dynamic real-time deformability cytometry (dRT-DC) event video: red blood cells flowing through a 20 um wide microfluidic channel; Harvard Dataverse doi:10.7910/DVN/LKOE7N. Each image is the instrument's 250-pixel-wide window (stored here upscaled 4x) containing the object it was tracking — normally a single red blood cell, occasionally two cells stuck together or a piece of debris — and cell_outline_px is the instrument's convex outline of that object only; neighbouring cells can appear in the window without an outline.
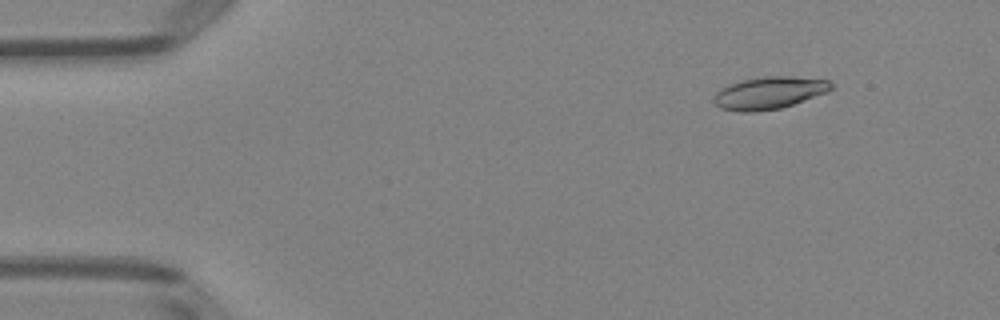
{"species": "Egyptian fruit bat (a non-hibernating species)", "species_latin": "Rousettus aegyptiacus", "temperature_condition": "room temperature", "stored_images_in_passage": 51, "camera_frame_rate_fps": 3000, "um_per_image_px": 0.085, "animal": {"sex": "female"}, "frame": {"image": 1, "passage_image": 6, "time_ms": 1.667, "image_size_px": [1000, 320], "cell_outline_px": [[832, 88], [828, 92], [780, 108], [752, 112], [740, 112], [720, 108], [712, 100], [716, 92], [720, 88], [728, 84], [740, 80], [764, 76], [792, 76], [828, 80], [832, 84]], "centroid_in_image_um": [65.34, 7.89], "position_along_channel_um": 19.7, "area_um2": 22.14}}
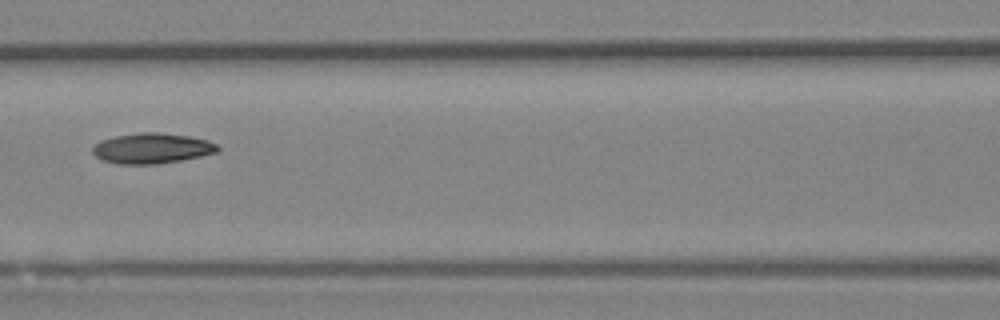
{"frame": {"image": 2, "passage_image": 23, "time_ms": 7.333, "image_size_px": [1000, 320], "cell_outline_px": [[220, 148], [216, 152], [200, 156], [180, 160], [156, 164], [116, 164], [100, 160], [92, 152], [92, 148], [100, 140], [116, 136], [140, 132], [156, 132], [188, 136], [208, 140], [216, 144]], "centroid_in_image_um": [12.87, 12.61], "position_along_channel_um": 153.7, "area_um2": 22.08}}
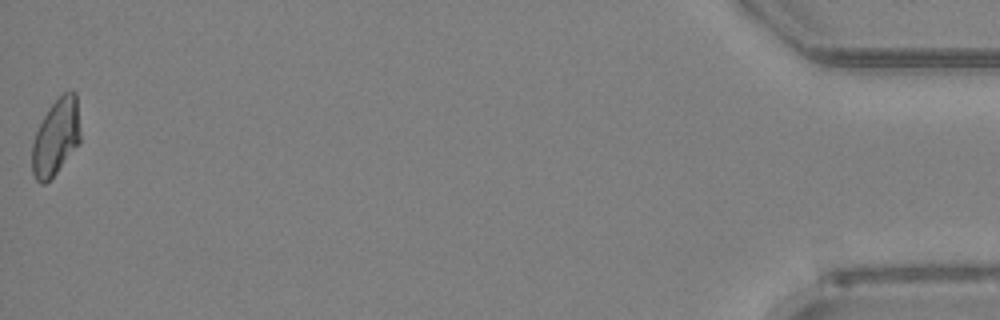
{"frame": {"image": 3, "passage_image": 51, "time_ms": 16.667, "image_size_px": [1000, 320], "cell_outline_px": [[80, 140], [56, 172], [44, 184], [40, 184], [36, 180], [32, 172], [32, 144], [36, 132], [48, 108], [64, 92], [72, 88], [76, 92], [80, 132]], "centroid_in_image_um": [4.75, 11.62], "position_along_channel_um": 430.5, "area_um2": 21.15}, "authors_computed_cell_mechanics": {"area_um2": 21.6172, "velocity_mm_per_s": 4.0045, "shape_relaxation_time_tau1_ms": null, "shape_relaxation_time_tau2_ms": 11.1757, "deformation_change_tau1": null, "deformation_change_tau2": 0.1779}}